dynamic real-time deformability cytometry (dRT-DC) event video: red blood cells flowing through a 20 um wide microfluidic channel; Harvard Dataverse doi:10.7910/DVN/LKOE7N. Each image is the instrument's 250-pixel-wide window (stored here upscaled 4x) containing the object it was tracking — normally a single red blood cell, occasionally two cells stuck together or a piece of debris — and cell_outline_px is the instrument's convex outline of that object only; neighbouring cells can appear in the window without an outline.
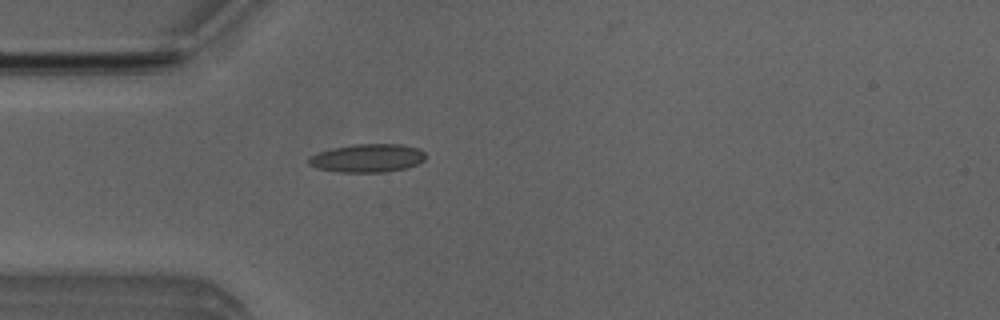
{"species": "Egyptian fruit bat (a non-hibernating species)", "species_latin": "Rousettus aegyptiacus", "temperature_condition": "room temperature", "stored_images_in_passage": 38, "camera_frame_rate_fps": 3000, "um_per_image_px": 0.085, "animal": {"sex": "male"}, "frame": {"image": 1, "passage_image": 1, "time_ms": 0.0, "image_size_px": [1000, 320], "cell_outline_px": [[424, 160], [416, 164], [404, 168], [384, 172], [340, 172], [316, 168], [308, 164], [308, 160], [312, 156], [320, 152], [332, 148], [356, 144], [400, 144], [420, 148], [424, 152]], "centroid_in_image_um": [31.24, 13.43], "position_along_channel_um": 53.8, "area_um2": 19.07}}
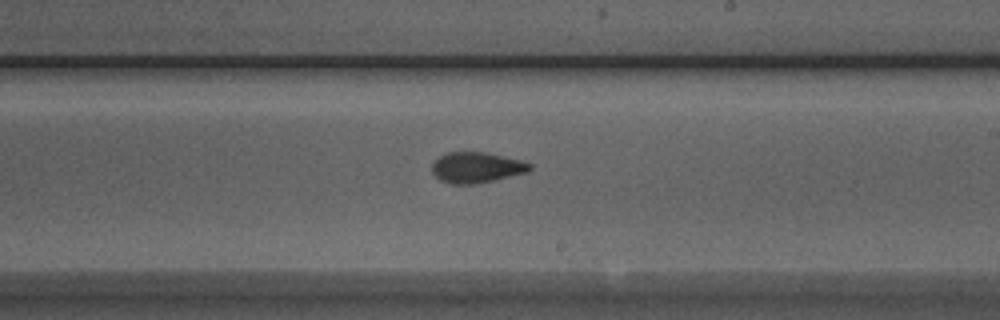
{"frame": {"image": 2, "passage_image": 16, "time_ms": 5.0, "image_size_px": [1000, 320], "cell_outline_px": [[532, 168], [528, 172], [492, 180], [472, 184], [452, 184], [440, 180], [432, 172], [432, 164], [440, 156], [448, 152], [488, 152], [524, 160], [532, 164]], "centroid_in_image_um": [40.54, 14.22], "position_along_channel_um": 248.5, "area_um2": 17.51}}
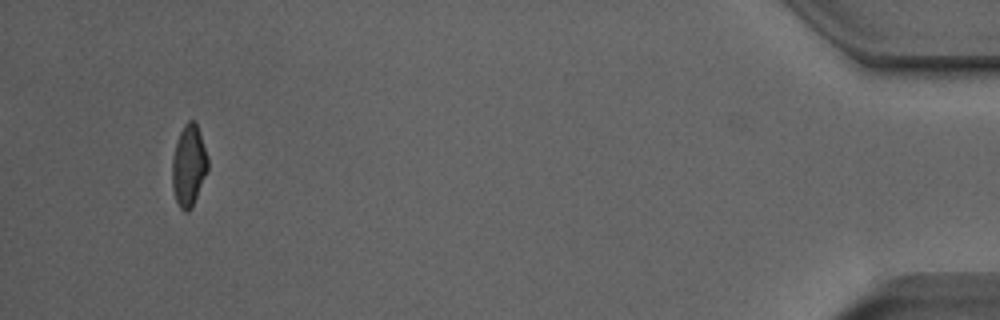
{"frame": {"image": 3, "passage_image": 35, "time_ms": 11.333, "image_size_px": [1000, 320], "cell_outline_px": [[208, 168], [192, 208], [188, 212], [184, 212], [180, 208], [176, 200], [172, 188], [172, 160], [176, 144], [180, 132], [184, 124], [188, 120], [196, 120], [208, 156]], "centroid_in_image_um": [16.05, 14.07], "position_along_channel_um": 419.2, "area_um2": 16.99}, "authors_computed_cell_mechanics": {"area_um2": 17.3689, "velocity_mm_per_s": 3.9958, "shape_relaxation_time_tau1_ms": 4.217, "shape_relaxation_time_tau2_ms": 2.034, "deformation_change_tau1": 0.1588, "deformation_change_tau2": 0.0916}}